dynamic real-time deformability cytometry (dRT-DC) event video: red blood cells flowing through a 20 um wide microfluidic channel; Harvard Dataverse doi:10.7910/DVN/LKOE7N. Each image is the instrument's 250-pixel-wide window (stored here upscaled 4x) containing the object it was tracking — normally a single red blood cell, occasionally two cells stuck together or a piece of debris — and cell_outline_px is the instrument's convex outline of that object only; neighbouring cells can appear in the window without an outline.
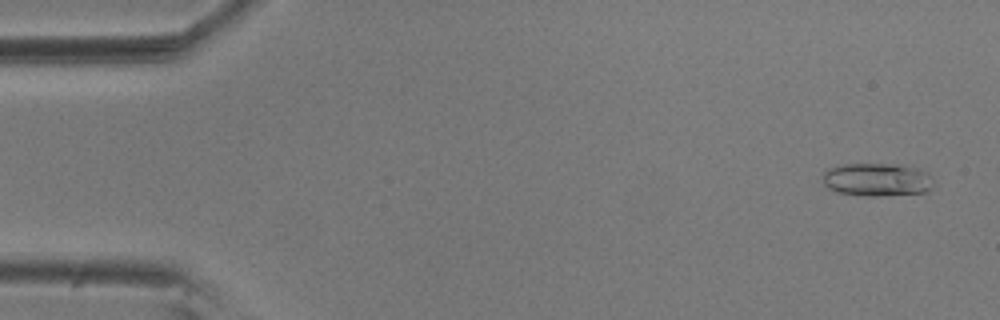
{"species": "common noctule bat (a hibernating species)", "species_latin": "Nyctalus noctula", "temperature_condition": "room temperature", "stored_images_in_passage": 56, "camera_frame_rate_fps": 3000, "um_per_image_px": 0.085, "animal": {"sex": "male", "body_mass_g": 20.5, "forearm_length_mm": 52.5}, "frame": {"image": 1, "passage_image": 3, "time_ms": 0.667, "image_size_px": [1000, 320], "cell_outline_px": [[932, 188], [924, 192], [880, 196], [864, 196], [836, 192], [828, 188], [824, 184], [824, 172], [828, 168], [844, 164], [896, 164], [916, 168], [928, 172], [932, 176]], "centroid_in_image_um": [74.55, 15.27], "position_along_channel_um": 10.5, "area_um2": 21.44}}
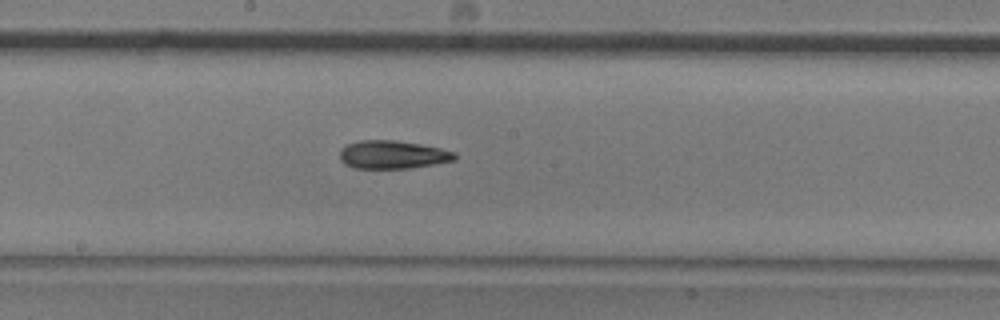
{"frame": {"image": 2, "passage_image": 30, "time_ms": 9.667, "image_size_px": [1000, 320], "cell_outline_px": [[456, 160], [412, 168], [352, 168], [344, 164], [340, 160], [340, 148], [348, 144], [360, 140], [396, 140], [420, 144], [440, 148], [456, 152]], "centroid_in_image_um": [33.36, 13.15], "position_along_channel_um": 214.8, "area_um2": 19.02}}
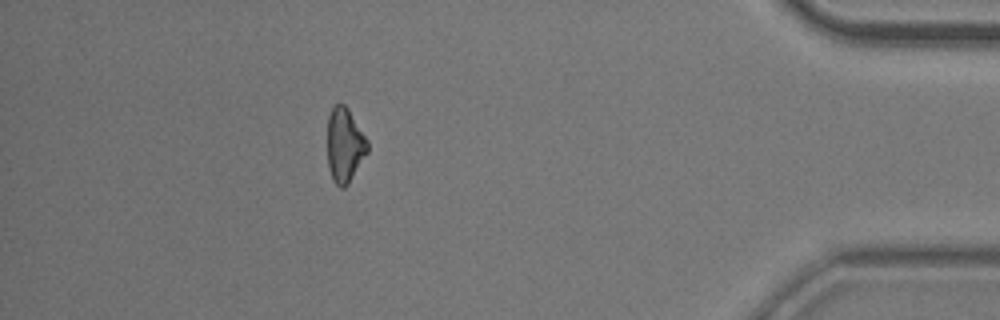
{"frame": {"image": 3, "passage_image": 50, "time_ms": 16.333, "image_size_px": [1000, 320], "cell_outline_px": [[368, 152], [348, 184], [344, 188], [340, 188], [332, 180], [328, 168], [328, 116], [332, 108], [336, 104], [344, 104], [348, 108], [368, 140]], "centroid_in_image_um": [29.3, 12.35], "position_along_channel_um": 405.9, "area_um2": 17.46}, "authors_computed_cell_mechanics": {"area_um2": 18.7272, "velocity_mm_per_s": 3.61, "shape_relaxation_time_tau1_ms": 6.9033, "shape_relaxation_time_tau2_ms": 9.6372, "deformation_change_tau1": 0.1582, "deformation_change_tau2": 0.2075}}